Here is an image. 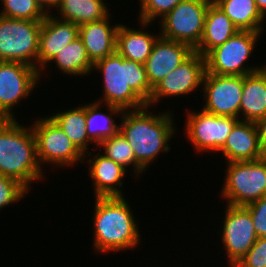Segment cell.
<instances>
[{
  "instance_id": "1",
  "label": "cell",
  "mask_w": 266,
  "mask_h": 267,
  "mask_svg": "<svg viewBox=\"0 0 266 267\" xmlns=\"http://www.w3.org/2000/svg\"><path fill=\"white\" fill-rule=\"evenodd\" d=\"M94 70L101 72L103 80L102 99L95 101L123 110L141 109L149 103L153 89L144 64L125 59L116 51L96 61Z\"/></svg>"
},
{
  "instance_id": "2",
  "label": "cell",
  "mask_w": 266,
  "mask_h": 267,
  "mask_svg": "<svg viewBox=\"0 0 266 267\" xmlns=\"http://www.w3.org/2000/svg\"><path fill=\"white\" fill-rule=\"evenodd\" d=\"M150 109V106H145L137 110H124L119 118L122 121L119 132L128 141L137 163L145 171L160 153L171 151L169 143L177 134L173 112L154 114Z\"/></svg>"
},
{
  "instance_id": "3",
  "label": "cell",
  "mask_w": 266,
  "mask_h": 267,
  "mask_svg": "<svg viewBox=\"0 0 266 267\" xmlns=\"http://www.w3.org/2000/svg\"><path fill=\"white\" fill-rule=\"evenodd\" d=\"M93 250L98 254L132 250L141 233L133 209L125 197H94Z\"/></svg>"
},
{
  "instance_id": "4",
  "label": "cell",
  "mask_w": 266,
  "mask_h": 267,
  "mask_svg": "<svg viewBox=\"0 0 266 267\" xmlns=\"http://www.w3.org/2000/svg\"><path fill=\"white\" fill-rule=\"evenodd\" d=\"M18 122L0 119V174L18 180L30 191L33 182L47 178L37 158L32 128Z\"/></svg>"
},
{
  "instance_id": "5",
  "label": "cell",
  "mask_w": 266,
  "mask_h": 267,
  "mask_svg": "<svg viewBox=\"0 0 266 267\" xmlns=\"http://www.w3.org/2000/svg\"><path fill=\"white\" fill-rule=\"evenodd\" d=\"M220 196L229 205L247 206L266 194V157L226 162Z\"/></svg>"
},
{
  "instance_id": "6",
  "label": "cell",
  "mask_w": 266,
  "mask_h": 267,
  "mask_svg": "<svg viewBox=\"0 0 266 267\" xmlns=\"http://www.w3.org/2000/svg\"><path fill=\"white\" fill-rule=\"evenodd\" d=\"M263 32L239 30L223 44L209 51L205 57L206 72L215 75L244 76L264 66H249L250 57Z\"/></svg>"
},
{
  "instance_id": "7",
  "label": "cell",
  "mask_w": 266,
  "mask_h": 267,
  "mask_svg": "<svg viewBox=\"0 0 266 267\" xmlns=\"http://www.w3.org/2000/svg\"><path fill=\"white\" fill-rule=\"evenodd\" d=\"M42 20L0 16V61L20 62L38 69Z\"/></svg>"
},
{
  "instance_id": "8",
  "label": "cell",
  "mask_w": 266,
  "mask_h": 267,
  "mask_svg": "<svg viewBox=\"0 0 266 267\" xmlns=\"http://www.w3.org/2000/svg\"><path fill=\"white\" fill-rule=\"evenodd\" d=\"M34 120L30 126L36 139L37 158L42 169L47 163L61 169L86 163L84 155L49 115Z\"/></svg>"
},
{
  "instance_id": "9",
  "label": "cell",
  "mask_w": 266,
  "mask_h": 267,
  "mask_svg": "<svg viewBox=\"0 0 266 267\" xmlns=\"http://www.w3.org/2000/svg\"><path fill=\"white\" fill-rule=\"evenodd\" d=\"M213 0H185L159 19L160 36L195 50L204 31L207 8Z\"/></svg>"
},
{
  "instance_id": "10",
  "label": "cell",
  "mask_w": 266,
  "mask_h": 267,
  "mask_svg": "<svg viewBox=\"0 0 266 267\" xmlns=\"http://www.w3.org/2000/svg\"><path fill=\"white\" fill-rule=\"evenodd\" d=\"M187 114H185L187 118L184 124L186 139L191 141L190 144L196 151L208 154L209 152L219 153L232 128L240 120L206 112L202 107L200 111L188 110Z\"/></svg>"
},
{
  "instance_id": "11",
  "label": "cell",
  "mask_w": 266,
  "mask_h": 267,
  "mask_svg": "<svg viewBox=\"0 0 266 267\" xmlns=\"http://www.w3.org/2000/svg\"><path fill=\"white\" fill-rule=\"evenodd\" d=\"M38 81L37 68L20 62L0 61V119H16L14 107L32 94Z\"/></svg>"
},
{
  "instance_id": "12",
  "label": "cell",
  "mask_w": 266,
  "mask_h": 267,
  "mask_svg": "<svg viewBox=\"0 0 266 267\" xmlns=\"http://www.w3.org/2000/svg\"><path fill=\"white\" fill-rule=\"evenodd\" d=\"M223 216L222 228L218 231L221 244L226 250L227 264L234 267L242 259L258 236L253 227V220L249 210L245 206L226 205Z\"/></svg>"
},
{
  "instance_id": "13",
  "label": "cell",
  "mask_w": 266,
  "mask_h": 267,
  "mask_svg": "<svg viewBox=\"0 0 266 267\" xmlns=\"http://www.w3.org/2000/svg\"><path fill=\"white\" fill-rule=\"evenodd\" d=\"M205 73V57L194 51L153 88L147 106L153 108L161 99L190 95L198 88L202 90Z\"/></svg>"
},
{
  "instance_id": "14",
  "label": "cell",
  "mask_w": 266,
  "mask_h": 267,
  "mask_svg": "<svg viewBox=\"0 0 266 267\" xmlns=\"http://www.w3.org/2000/svg\"><path fill=\"white\" fill-rule=\"evenodd\" d=\"M243 76L205 73L202 91L203 110L218 116L240 119Z\"/></svg>"
},
{
  "instance_id": "15",
  "label": "cell",
  "mask_w": 266,
  "mask_h": 267,
  "mask_svg": "<svg viewBox=\"0 0 266 267\" xmlns=\"http://www.w3.org/2000/svg\"><path fill=\"white\" fill-rule=\"evenodd\" d=\"M194 50L187 44L159 36L144 63L148 83L153 89L165 76L186 60Z\"/></svg>"
},
{
  "instance_id": "16",
  "label": "cell",
  "mask_w": 266,
  "mask_h": 267,
  "mask_svg": "<svg viewBox=\"0 0 266 267\" xmlns=\"http://www.w3.org/2000/svg\"><path fill=\"white\" fill-rule=\"evenodd\" d=\"M79 37V25L55 17L52 11L42 20L38 48L40 71L58 51Z\"/></svg>"
},
{
  "instance_id": "17",
  "label": "cell",
  "mask_w": 266,
  "mask_h": 267,
  "mask_svg": "<svg viewBox=\"0 0 266 267\" xmlns=\"http://www.w3.org/2000/svg\"><path fill=\"white\" fill-rule=\"evenodd\" d=\"M87 158L89 177L94 187L95 197H123V178L129 172L115 163L112 159L105 157L102 152L96 153L94 156L92 152L84 155Z\"/></svg>"
},
{
  "instance_id": "18",
  "label": "cell",
  "mask_w": 266,
  "mask_h": 267,
  "mask_svg": "<svg viewBox=\"0 0 266 267\" xmlns=\"http://www.w3.org/2000/svg\"><path fill=\"white\" fill-rule=\"evenodd\" d=\"M109 14L103 20L85 23L79 26V37L82 39L88 58L94 64L116 52L117 31L120 23L110 25Z\"/></svg>"
},
{
  "instance_id": "19",
  "label": "cell",
  "mask_w": 266,
  "mask_h": 267,
  "mask_svg": "<svg viewBox=\"0 0 266 267\" xmlns=\"http://www.w3.org/2000/svg\"><path fill=\"white\" fill-rule=\"evenodd\" d=\"M225 164L235 161H254L263 158L254 122L239 120L220 149Z\"/></svg>"
},
{
  "instance_id": "20",
  "label": "cell",
  "mask_w": 266,
  "mask_h": 267,
  "mask_svg": "<svg viewBox=\"0 0 266 267\" xmlns=\"http://www.w3.org/2000/svg\"><path fill=\"white\" fill-rule=\"evenodd\" d=\"M138 22L140 30L120 24L117 31L116 51L125 59L144 64L151 54L153 45L160 33L154 35L146 31L145 28H150L149 25H152V23Z\"/></svg>"
},
{
  "instance_id": "21",
  "label": "cell",
  "mask_w": 266,
  "mask_h": 267,
  "mask_svg": "<svg viewBox=\"0 0 266 267\" xmlns=\"http://www.w3.org/2000/svg\"><path fill=\"white\" fill-rule=\"evenodd\" d=\"M266 117V70L243 76L240 120L256 123Z\"/></svg>"
},
{
  "instance_id": "22",
  "label": "cell",
  "mask_w": 266,
  "mask_h": 267,
  "mask_svg": "<svg viewBox=\"0 0 266 267\" xmlns=\"http://www.w3.org/2000/svg\"><path fill=\"white\" fill-rule=\"evenodd\" d=\"M239 31L238 27L213 1L207 8L204 31L195 52L205 56Z\"/></svg>"
},
{
  "instance_id": "23",
  "label": "cell",
  "mask_w": 266,
  "mask_h": 267,
  "mask_svg": "<svg viewBox=\"0 0 266 267\" xmlns=\"http://www.w3.org/2000/svg\"><path fill=\"white\" fill-rule=\"evenodd\" d=\"M108 114L101 111L103 103L93 100L86 103V129L88 138L95 143V148L106 138H110L119 132L120 124L114 121V117H122L124 110L120 107L104 104ZM116 114V115H115ZM114 116V117H113Z\"/></svg>"
},
{
  "instance_id": "24",
  "label": "cell",
  "mask_w": 266,
  "mask_h": 267,
  "mask_svg": "<svg viewBox=\"0 0 266 267\" xmlns=\"http://www.w3.org/2000/svg\"><path fill=\"white\" fill-rule=\"evenodd\" d=\"M106 0H59L53 11L58 19L82 25L103 20L110 14ZM56 8V9H55Z\"/></svg>"
},
{
  "instance_id": "25",
  "label": "cell",
  "mask_w": 266,
  "mask_h": 267,
  "mask_svg": "<svg viewBox=\"0 0 266 267\" xmlns=\"http://www.w3.org/2000/svg\"><path fill=\"white\" fill-rule=\"evenodd\" d=\"M52 62L60 73L69 76H88L93 73V63L88 58L85 46L80 37H77L67 46L58 51L57 54L39 71L40 78ZM44 70V72H42ZM62 71V72H61ZM42 73V74H41Z\"/></svg>"
},
{
  "instance_id": "26",
  "label": "cell",
  "mask_w": 266,
  "mask_h": 267,
  "mask_svg": "<svg viewBox=\"0 0 266 267\" xmlns=\"http://www.w3.org/2000/svg\"><path fill=\"white\" fill-rule=\"evenodd\" d=\"M63 130L74 146L83 154L89 153V144L93 142L88 138L86 129V103L78 107L58 111L49 116Z\"/></svg>"
},
{
  "instance_id": "27",
  "label": "cell",
  "mask_w": 266,
  "mask_h": 267,
  "mask_svg": "<svg viewBox=\"0 0 266 267\" xmlns=\"http://www.w3.org/2000/svg\"><path fill=\"white\" fill-rule=\"evenodd\" d=\"M239 30L263 32L265 18L258 10L255 0H213Z\"/></svg>"
},
{
  "instance_id": "28",
  "label": "cell",
  "mask_w": 266,
  "mask_h": 267,
  "mask_svg": "<svg viewBox=\"0 0 266 267\" xmlns=\"http://www.w3.org/2000/svg\"><path fill=\"white\" fill-rule=\"evenodd\" d=\"M102 149L104 150L102 152L105 157L112 159L124 169L127 170L132 166V170H134V174H136L135 178L136 176L137 178L139 176L141 177L143 172L146 174V171L137 163L130 144L120 132L110 138L104 139L96 147V152L97 150L101 151Z\"/></svg>"
},
{
  "instance_id": "29",
  "label": "cell",
  "mask_w": 266,
  "mask_h": 267,
  "mask_svg": "<svg viewBox=\"0 0 266 267\" xmlns=\"http://www.w3.org/2000/svg\"><path fill=\"white\" fill-rule=\"evenodd\" d=\"M0 16L12 19L44 20L50 12L39 0H0Z\"/></svg>"
},
{
  "instance_id": "30",
  "label": "cell",
  "mask_w": 266,
  "mask_h": 267,
  "mask_svg": "<svg viewBox=\"0 0 266 267\" xmlns=\"http://www.w3.org/2000/svg\"><path fill=\"white\" fill-rule=\"evenodd\" d=\"M138 21L153 23L156 19L163 18L177 4L185 0H139ZM159 17V18H158Z\"/></svg>"
},
{
  "instance_id": "31",
  "label": "cell",
  "mask_w": 266,
  "mask_h": 267,
  "mask_svg": "<svg viewBox=\"0 0 266 267\" xmlns=\"http://www.w3.org/2000/svg\"><path fill=\"white\" fill-rule=\"evenodd\" d=\"M29 192L18 180L0 174V210L18 203Z\"/></svg>"
},
{
  "instance_id": "32",
  "label": "cell",
  "mask_w": 266,
  "mask_h": 267,
  "mask_svg": "<svg viewBox=\"0 0 266 267\" xmlns=\"http://www.w3.org/2000/svg\"><path fill=\"white\" fill-rule=\"evenodd\" d=\"M234 267H266V237L257 238L247 254Z\"/></svg>"
},
{
  "instance_id": "33",
  "label": "cell",
  "mask_w": 266,
  "mask_h": 267,
  "mask_svg": "<svg viewBox=\"0 0 266 267\" xmlns=\"http://www.w3.org/2000/svg\"><path fill=\"white\" fill-rule=\"evenodd\" d=\"M245 207L251 214L253 227L258 238L266 237V194Z\"/></svg>"
},
{
  "instance_id": "34",
  "label": "cell",
  "mask_w": 266,
  "mask_h": 267,
  "mask_svg": "<svg viewBox=\"0 0 266 267\" xmlns=\"http://www.w3.org/2000/svg\"><path fill=\"white\" fill-rule=\"evenodd\" d=\"M258 132V143L263 157H266V117L255 123Z\"/></svg>"
},
{
  "instance_id": "35",
  "label": "cell",
  "mask_w": 266,
  "mask_h": 267,
  "mask_svg": "<svg viewBox=\"0 0 266 267\" xmlns=\"http://www.w3.org/2000/svg\"><path fill=\"white\" fill-rule=\"evenodd\" d=\"M255 3L262 16L266 18V0H255Z\"/></svg>"
},
{
  "instance_id": "36",
  "label": "cell",
  "mask_w": 266,
  "mask_h": 267,
  "mask_svg": "<svg viewBox=\"0 0 266 267\" xmlns=\"http://www.w3.org/2000/svg\"><path fill=\"white\" fill-rule=\"evenodd\" d=\"M58 1L59 0H46V7L48 8V10L51 11V9Z\"/></svg>"
},
{
  "instance_id": "37",
  "label": "cell",
  "mask_w": 266,
  "mask_h": 267,
  "mask_svg": "<svg viewBox=\"0 0 266 267\" xmlns=\"http://www.w3.org/2000/svg\"><path fill=\"white\" fill-rule=\"evenodd\" d=\"M39 1L42 2L46 6V0H39Z\"/></svg>"
}]
</instances>
